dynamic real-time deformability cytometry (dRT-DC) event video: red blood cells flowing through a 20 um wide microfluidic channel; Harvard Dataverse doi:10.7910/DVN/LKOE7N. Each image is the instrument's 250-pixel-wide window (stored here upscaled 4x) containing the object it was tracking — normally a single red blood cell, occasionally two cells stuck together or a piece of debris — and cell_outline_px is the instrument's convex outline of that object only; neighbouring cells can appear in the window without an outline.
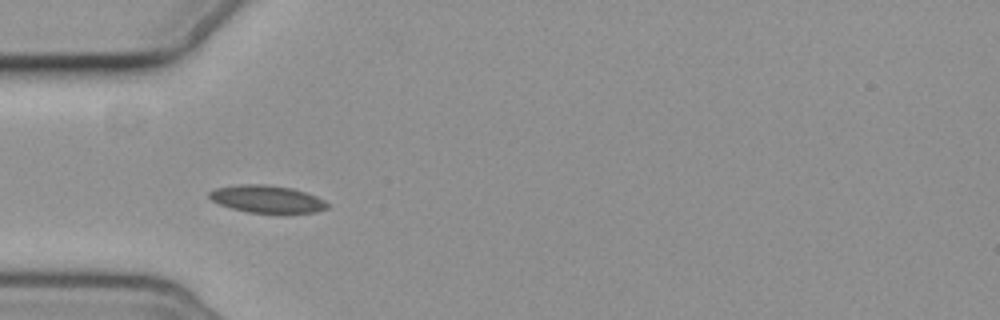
{"species": "common noctule bat (a hibernating species)", "species_latin": "Nyctalus noctula", "temperature_condition": "cold", "stored_images_in_passage": 6, "camera_frame_rate_fps": 3000, "um_per_image_px": 0.085, "animal": {"sex": "female", "body_mass_g": 19.3, "forearm_length_mm": 54.1}, "frame": {"image": 1, "passage_image": 5, "time_ms": 4.667, "image_size_px": [1000, 320], "cell_outline_px": [[328, 208], [316, 212], [288, 216], [280, 216], [248, 212], [232, 208], [220, 204], [212, 200], [208, 196], [208, 192], [216, 188], [240, 184], [264, 184], [292, 188], [316, 196], [324, 200], [328, 204]], "centroid_in_image_um": [22.75, 16.97], "position_along_channel_um": 62.2, "area_um2": 19.65}}
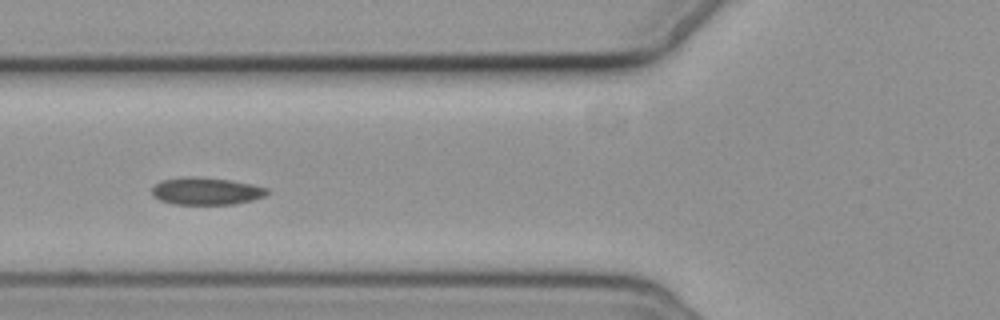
{"frame": {"image": 2, "passage_image": 6, "time_ms": 6.0, "image_size_px": [1000, 320], "cell_outline_px": [[268, 192], [264, 196], [252, 200], [236, 204], [172, 204], [160, 200], [152, 196], [152, 188], [160, 180], [184, 176], [196, 176], [232, 180], [252, 184], [268, 188]], "centroid_in_image_um": [17.5, 16.23], "position_along_channel_um": 108.3, "area_um2": 18.55}}